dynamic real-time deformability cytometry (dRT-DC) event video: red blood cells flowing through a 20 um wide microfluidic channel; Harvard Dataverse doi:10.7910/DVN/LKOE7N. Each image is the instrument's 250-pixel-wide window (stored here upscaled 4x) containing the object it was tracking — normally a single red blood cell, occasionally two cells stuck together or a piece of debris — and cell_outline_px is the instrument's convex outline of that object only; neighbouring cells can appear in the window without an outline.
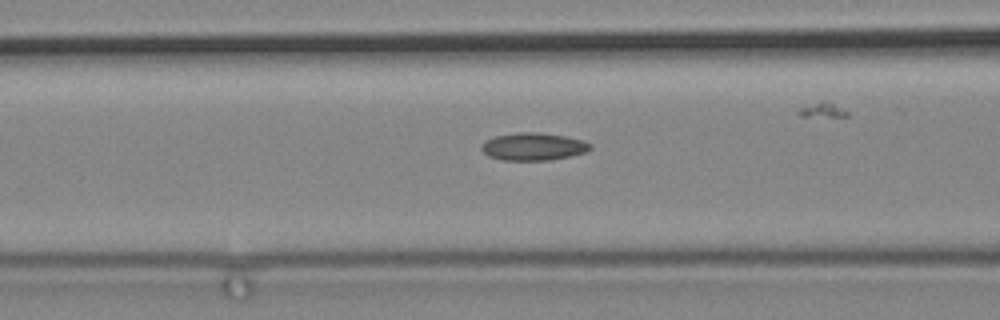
{"species": "common noctule bat (a hibernating species)", "species_latin": "Nyctalus noctula", "temperature_condition": "cold", "stored_images_in_passage": 8, "segment_of_instrument_passage": [1, 2], "camera_frame_rate_fps": 3000, "um_per_image_px": 0.085, "animal": {"sex": "male", "body_mass_g": 19.2, "forearm_length_mm": 51.8}, "frame": {"image": 1, "passage_image": 7, "time_ms": 2.0, "image_size_px": [1000, 320], "cell_outline_px": [[592, 148], [584, 152], [568, 156], [548, 160], [504, 160], [488, 156], [480, 148], [480, 144], [484, 140], [496, 136], [516, 132], [536, 132], [564, 136], [584, 140], [592, 144]], "centroid_in_image_um": [45.3, 12.45], "position_along_channel_um": 121.3, "area_um2": 17.46}}